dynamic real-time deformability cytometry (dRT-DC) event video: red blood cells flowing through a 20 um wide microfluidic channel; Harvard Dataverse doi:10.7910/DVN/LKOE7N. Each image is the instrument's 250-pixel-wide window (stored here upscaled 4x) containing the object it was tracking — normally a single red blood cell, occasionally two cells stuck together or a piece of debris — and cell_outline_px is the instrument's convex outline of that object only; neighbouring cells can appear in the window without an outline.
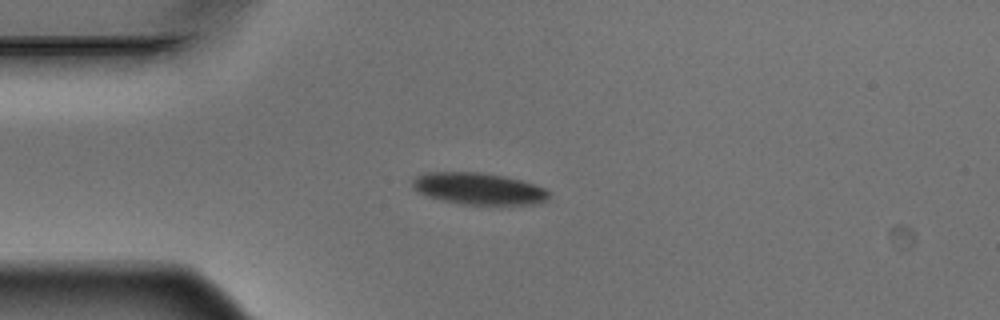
{"species": "Egyptian fruit bat (a non-hibernating species)", "species_latin": "Rousettus aegyptiacus", "temperature_condition": "warm", "stored_images_in_passage": 9, "camera_frame_rate_fps": 3000, "um_per_image_px": 0.085, "animal": {"sex": "male"}, "frame": {"image": 1, "passage_image": 2, "time_ms": 0.333, "image_size_px": [1000, 320], "cell_outline_px": [[548, 200], [540, 204], [460, 204], [440, 200], [416, 192], [412, 188], [412, 180], [416, 176], [424, 172], [480, 172], [504, 176], [520, 180], [544, 188], [548, 192]], "centroid_in_image_um": [40.63, 16.03], "position_along_channel_um": 44.4, "area_um2": 25.32}}
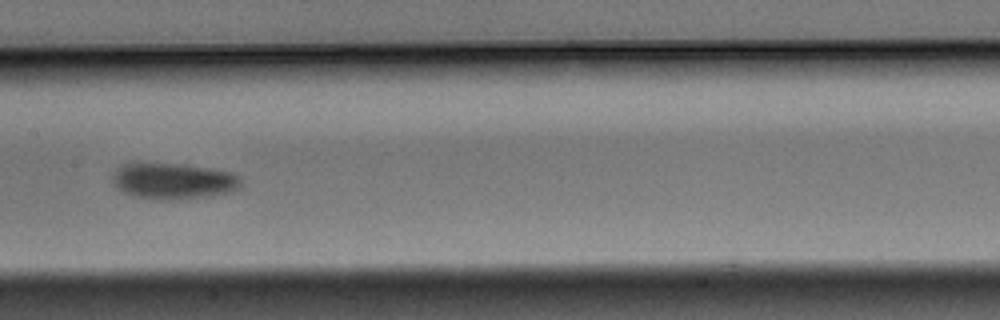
{"frame": {"image": 2, "passage_image": 6, "time_ms": 1.667, "image_size_px": [1000, 320], "cell_outline_px": [[240, 188], [228, 192], [204, 196], [160, 200], [136, 196], [124, 192], [112, 180], [112, 176], [116, 168], [120, 164], [176, 164], [208, 168], [232, 172], [240, 176]], "centroid_in_image_um": [14.74, 15.38], "position_along_channel_um": 192.7, "area_um2": 26.3}}
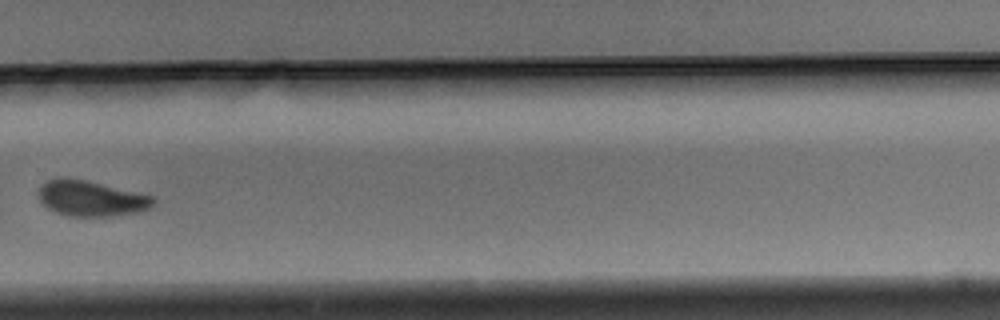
{"frame": {"image": 3, "passage_image": 9, "time_ms": 2.667, "image_size_px": [1000, 320], "cell_outline_px": [[156, 200], [152, 208], [140, 212], [108, 216], [68, 216], [56, 212], [48, 208], [36, 196], [40, 188], [48, 180], [60, 176], [84, 180], [156, 196]], "centroid_in_image_um": [7.78, 16.87], "position_along_channel_um": 322.0, "area_um2": 23.93}}